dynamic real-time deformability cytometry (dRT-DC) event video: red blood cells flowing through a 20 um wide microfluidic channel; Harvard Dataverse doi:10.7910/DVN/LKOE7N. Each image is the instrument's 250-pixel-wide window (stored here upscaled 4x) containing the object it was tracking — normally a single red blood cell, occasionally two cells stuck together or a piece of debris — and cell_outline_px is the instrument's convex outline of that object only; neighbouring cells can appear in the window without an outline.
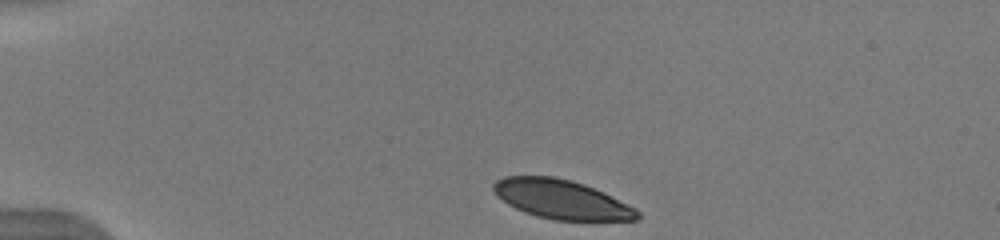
{"species": "human", "species_latin": "Homo sapiens", "temperature_condition": "warm", "stored_images_in_passage": 5, "camera_frame_rate_fps": 3000, "um_per_image_px": 0.085, "donor": {"sex": "male"}, "frame": {"image": 1, "passage_image": 1, "time_ms": 0.0, "image_size_px": [1000, 240], "cell_outline_px": [[640, 216], [636, 220], [552, 220], [536, 216], [524, 212], [508, 204], [496, 196], [492, 188], [492, 184], [496, 180], [504, 176], [552, 176], [572, 180], [584, 184], [636, 208], [640, 212]], "centroid_in_image_um": [47.68, 16.94], "position_along_channel_um": 37.3, "area_um2": 32.71}}
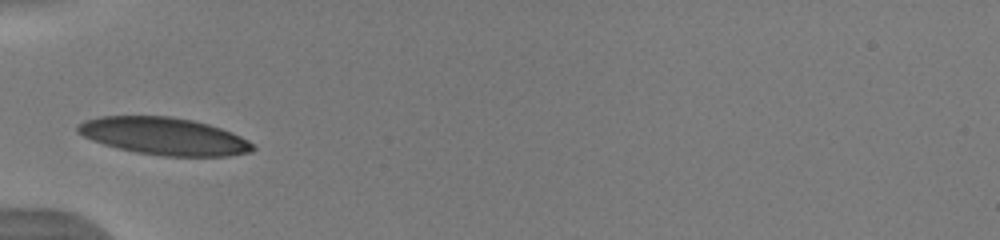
{"frame": {"image": 2, "passage_image": 4, "time_ms": 1.0, "image_size_px": [1000, 240], "cell_outline_px": [[256, 148], [252, 152], [228, 156], [164, 156], [136, 152], [104, 144], [92, 140], [76, 132], [76, 124], [84, 120], [100, 116], [168, 116], [192, 120], [208, 124], [232, 132], [248, 140]], "centroid_in_image_um": [13.93, 11.57], "position_along_channel_um": 71.1, "area_um2": 38.09}}